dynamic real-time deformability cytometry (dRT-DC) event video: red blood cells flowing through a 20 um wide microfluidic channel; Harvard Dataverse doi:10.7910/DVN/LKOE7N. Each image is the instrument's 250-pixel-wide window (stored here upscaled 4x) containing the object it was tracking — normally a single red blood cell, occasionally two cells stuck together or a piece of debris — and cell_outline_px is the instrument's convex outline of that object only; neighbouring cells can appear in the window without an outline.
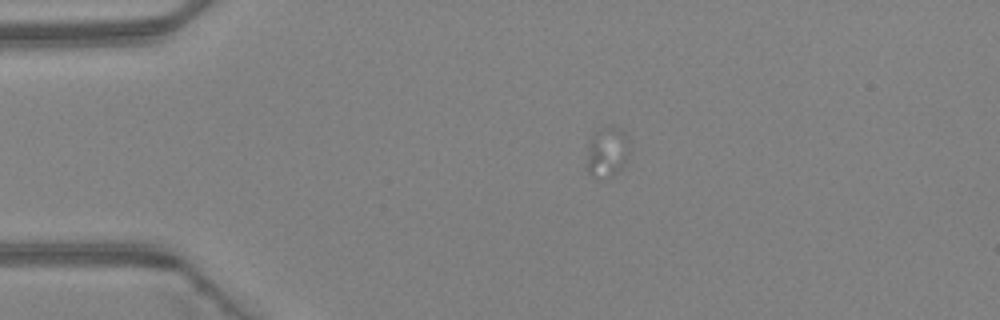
{"species": "Egyptian fruit bat (a non-hibernating species)", "species_latin": "Rousettus aegyptiacus", "temperature_condition": "warm", "stored_images_in_passage": 12, "camera_frame_rate_fps": 3000, "um_per_image_px": 0.085, "animal": {"sex": "female"}, "frame": {"image": 1, "passage_image": 1, "time_ms": 0.0, "image_size_px": [1000, 320], "cell_outline_px": [[628, 140], [624, 164], [612, 176], [596, 180], [588, 172], [588, 156], [592, 136], [596, 132], [604, 128], [620, 128], [624, 132]], "centroid_in_image_um": [51.59, 12.97], "position_along_channel_um": 33.4, "area_um2": 11.79}}